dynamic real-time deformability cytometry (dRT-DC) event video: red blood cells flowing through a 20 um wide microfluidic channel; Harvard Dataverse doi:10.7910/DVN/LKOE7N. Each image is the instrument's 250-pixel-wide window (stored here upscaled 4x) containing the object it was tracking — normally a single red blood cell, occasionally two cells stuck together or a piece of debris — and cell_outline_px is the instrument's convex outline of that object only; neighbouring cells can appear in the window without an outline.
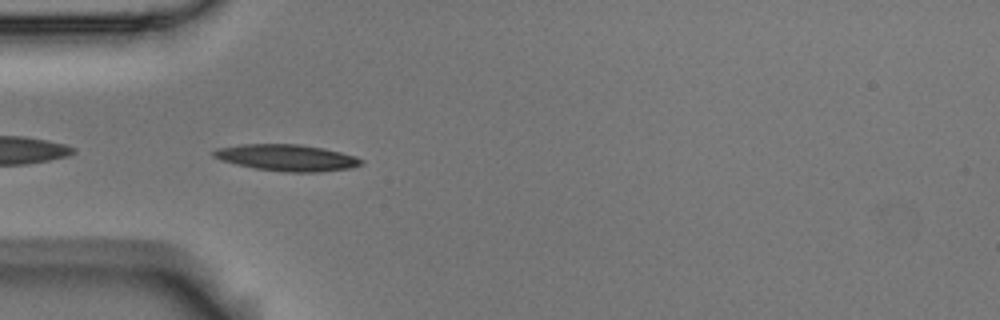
{"species": "Egyptian fruit bat (a non-hibernating species)", "species_latin": "Rousettus aegyptiacus", "temperature_condition": "room temperature", "stored_images_in_passage": 42, "camera_frame_rate_fps": 3000, "um_per_image_px": 0.085, "animal": {"sex": "male"}, "frame": {"image": 1, "passage_image": 2, "time_ms": 0.333, "image_size_px": [1000, 320], "cell_outline_px": [[364, 164], [348, 168], [320, 172], [288, 172], [256, 168], [236, 164], [220, 160], [212, 156], [212, 152], [216, 148], [240, 144], [300, 144], [324, 148], [356, 156], [364, 160]], "centroid_in_image_um": [24.38, 13.39], "position_along_channel_um": 60.6, "area_um2": 22.83}}
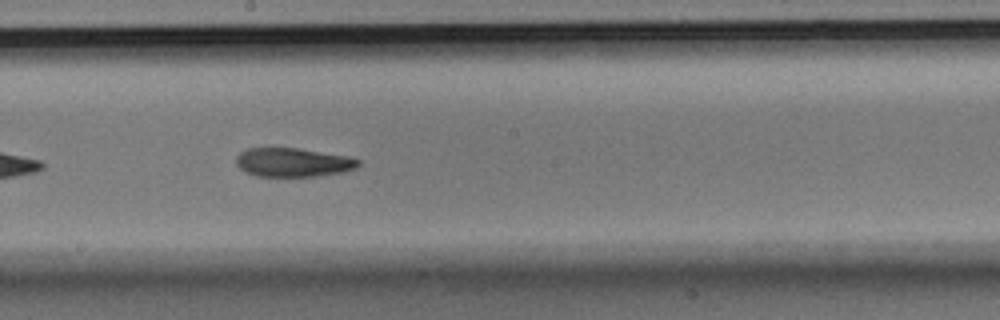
{"frame": {"image": 2, "passage_image": 16, "time_ms": 5.0, "image_size_px": [1000, 320], "cell_outline_px": [[360, 164], [356, 168], [340, 172], [316, 176], [256, 176], [240, 168], [236, 164], [236, 156], [240, 152], [248, 148], [296, 148], [348, 156], [360, 160]], "centroid_in_image_um": [24.9, 13.79], "position_along_channel_um": 223.3, "area_um2": 20.35}}
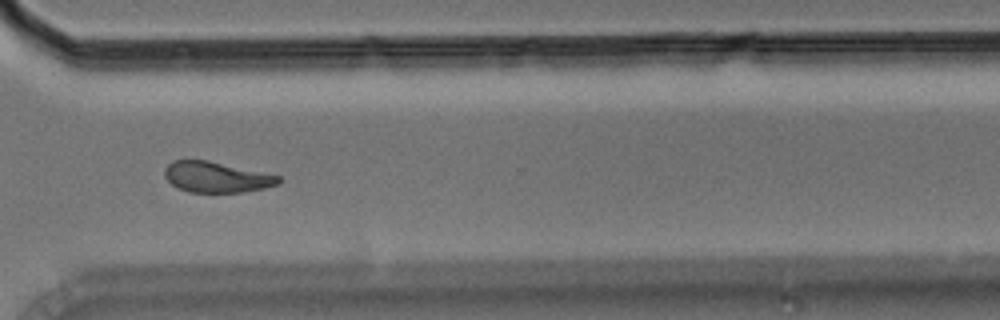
{"frame": {"image": 3, "passage_image": 27, "time_ms": 8.667, "image_size_px": [1000, 320], "cell_outline_px": [[280, 184], [264, 188], [244, 192], [188, 192], [172, 184], [164, 176], [164, 168], [172, 160], [208, 160], [280, 176]], "centroid_in_image_um": [18.38, 15.05], "position_along_channel_um": 352.2, "area_um2": 20.29}, "authors_computed_cell_mechanics": {"area_um2": 21.3282, "velocity_mm_per_s": 3.5171, "shape_relaxation_time_tau1_ms": 4.6765, "shape_relaxation_time_tau2_ms": 3.172, "deformation_change_tau1": 0.1628, "deformation_change_tau2": 0.1092}}